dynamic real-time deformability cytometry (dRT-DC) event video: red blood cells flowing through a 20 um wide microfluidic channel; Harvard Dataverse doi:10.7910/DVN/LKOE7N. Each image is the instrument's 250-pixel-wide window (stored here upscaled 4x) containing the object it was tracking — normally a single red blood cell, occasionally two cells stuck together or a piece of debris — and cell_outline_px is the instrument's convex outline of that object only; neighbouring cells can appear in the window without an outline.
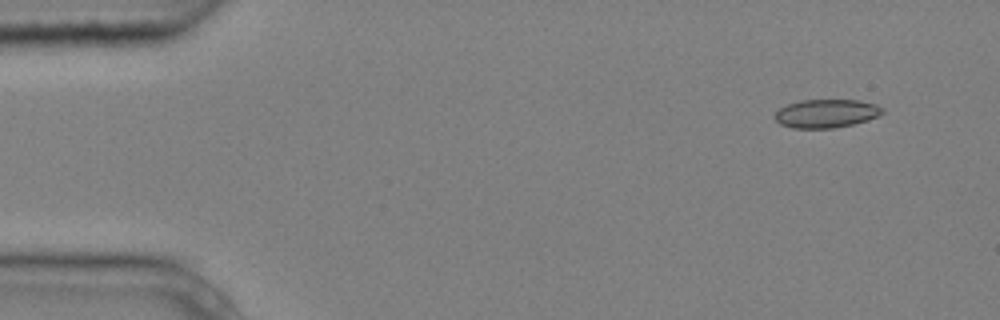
{"species": "common noctule bat (a hibernating species)", "species_latin": "Nyctalus noctula", "temperature_condition": "cold", "stored_images_in_passage": 5, "camera_frame_rate_fps": 3000, "um_per_image_px": 0.085, "animal": {"sex": "male", "body_mass_g": 20.4}, "frame": {"image": 1, "passage_image": 2, "time_ms": 0.333, "image_size_px": [1000, 320], "cell_outline_px": [[884, 112], [868, 120], [836, 128], [792, 128], [780, 124], [772, 116], [780, 108], [788, 104], [800, 100], [860, 100], [876, 104], [884, 108]], "centroid_in_image_um": [70.22, 9.64], "position_along_channel_um": 14.8, "area_um2": 17.92}}
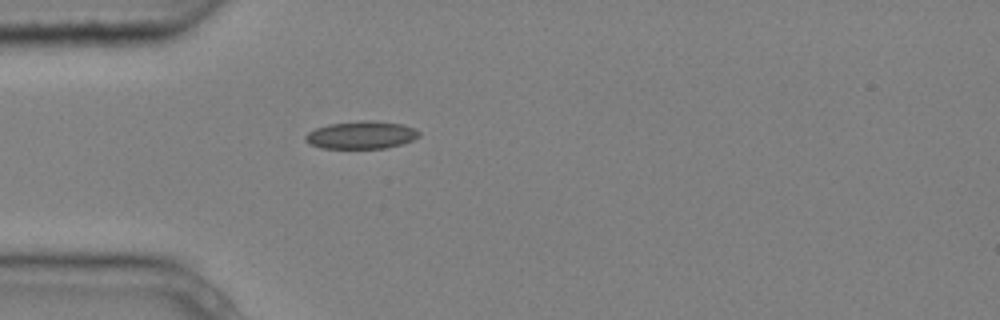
{"frame": {"image": 2, "passage_image": 5, "time_ms": 1.333, "image_size_px": [1000, 320], "cell_outline_px": [[420, 136], [412, 140], [400, 144], [384, 148], [320, 148], [304, 140], [304, 136], [308, 132], [316, 128], [328, 124], [364, 120], [372, 120], [404, 124], [416, 128], [420, 132]], "centroid_in_image_um": [30.73, 11.46], "position_along_channel_um": 54.3, "area_um2": 18.38}}